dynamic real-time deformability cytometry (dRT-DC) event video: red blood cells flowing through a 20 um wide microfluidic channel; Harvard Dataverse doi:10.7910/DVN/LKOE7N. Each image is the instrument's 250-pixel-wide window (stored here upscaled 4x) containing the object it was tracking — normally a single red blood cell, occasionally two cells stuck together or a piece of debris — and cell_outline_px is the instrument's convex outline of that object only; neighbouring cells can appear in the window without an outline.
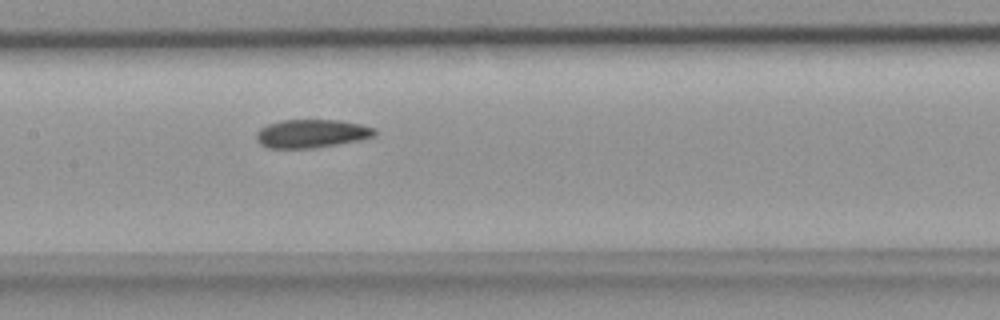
{"species": "common noctule bat (a hibernating species)", "species_latin": "Nyctalus noctula", "temperature_condition": "room temperature", "stored_images_in_passage": 7, "camera_frame_rate_fps": 3000, "um_per_image_px": 0.085, "animal": {"sex": "female", "body_mass_g": 18.4}, "frame": {"image": 1, "passage_image": 7, "time_ms": 2.0, "image_size_px": [1000, 320], "cell_outline_px": [[376, 136], [360, 140], [316, 148], [268, 148], [260, 144], [256, 140], [256, 132], [260, 128], [268, 124], [280, 120], [340, 120], [360, 124], [376, 128]], "centroid_in_image_um": [26.49, 11.35], "position_along_channel_um": 180.9, "area_um2": 19.77}}